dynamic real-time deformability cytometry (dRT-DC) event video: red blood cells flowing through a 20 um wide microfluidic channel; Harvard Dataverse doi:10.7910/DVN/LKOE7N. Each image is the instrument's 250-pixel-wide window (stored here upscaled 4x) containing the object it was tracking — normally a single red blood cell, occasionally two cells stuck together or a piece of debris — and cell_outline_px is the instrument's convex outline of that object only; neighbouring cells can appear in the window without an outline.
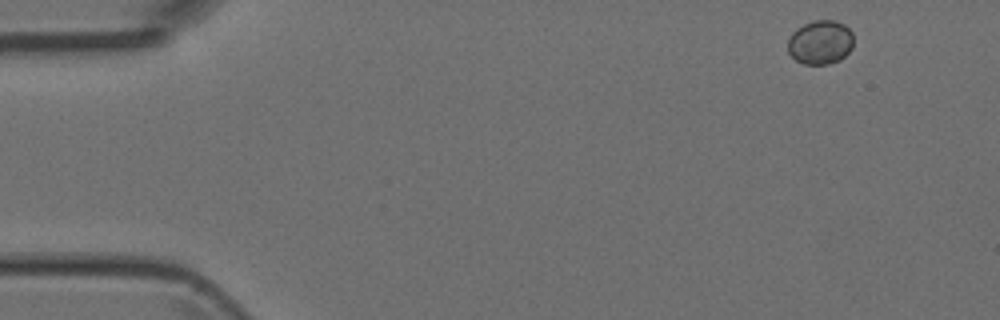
{"species": "Egyptian fruit bat (a non-hibernating species)", "species_latin": "Rousettus aegyptiacus", "temperature_condition": "room temperature", "stored_images_in_passage": 5, "camera_frame_rate_fps": 3000, "um_per_image_px": 0.085, "animal": {"sex": "female"}, "frame": {"image": 1, "passage_image": 1, "time_ms": 0.0, "image_size_px": [1000, 320], "cell_outline_px": [[852, 48], [840, 60], [828, 64], [804, 64], [796, 60], [788, 52], [788, 40], [792, 32], [796, 28], [812, 20], [832, 20], [844, 24], [852, 32]], "centroid_in_image_um": [69.71, 3.59], "position_along_channel_um": 15.3, "area_um2": 16.88}}
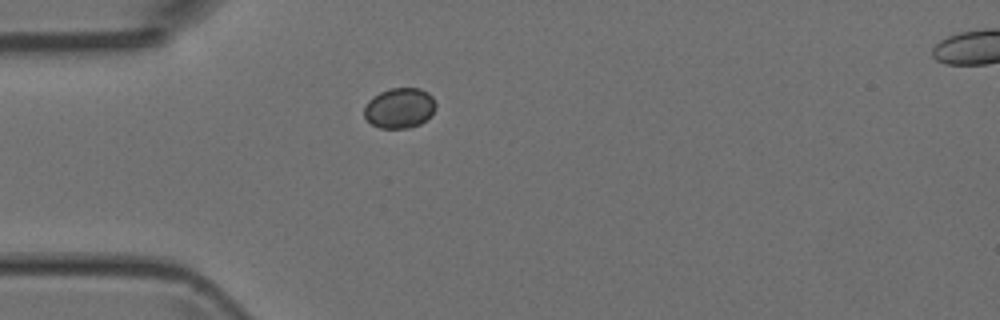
{"frame": {"image": 2, "passage_image": 4, "time_ms": 3.333, "image_size_px": [1000, 320], "cell_outline_px": [[436, 108], [420, 124], [408, 128], [380, 128], [372, 124], [364, 116], [364, 108], [368, 100], [372, 96], [380, 92], [392, 88], [420, 88], [428, 92], [432, 96], [436, 104]], "centroid_in_image_um": [33.95, 9.17], "position_along_channel_um": 51.1, "area_um2": 16.76}}